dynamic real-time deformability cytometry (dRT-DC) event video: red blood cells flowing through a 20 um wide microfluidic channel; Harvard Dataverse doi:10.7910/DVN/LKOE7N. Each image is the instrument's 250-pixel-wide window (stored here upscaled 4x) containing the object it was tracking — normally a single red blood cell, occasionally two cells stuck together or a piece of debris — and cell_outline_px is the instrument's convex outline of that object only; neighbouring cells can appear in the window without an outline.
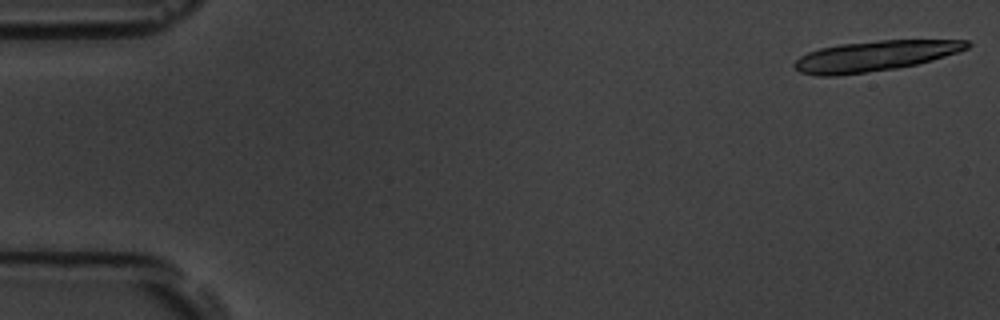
{"species": "common noctule bat (a hibernating species)", "species_latin": "Nyctalus noctula", "temperature_condition": "room temperature", "stored_images_in_passage": 7, "camera_frame_rate_fps": 3000, "um_per_image_px": 0.085, "animal": {"sex": "male", "body_mass_g": 19.5, "forearm_length_mm": 54.6}, "frame": {"image": 1, "passage_image": 1, "time_ms": 0.0, "image_size_px": [1000, 320], "cell_outline_px": [[972, 44], [968, 48], [932, 60], [916, 64], [896, 68], [836, 76], [816, 76], [800, 72], [792, 64], [800, 56], [808, 52], [820, 48], [840, 44], [880, 40], [968, 40]], "centroid_in_image_um": [74.32, 4.76], "position_along_channel_um": 10.7, "area_um2": 30.4}}
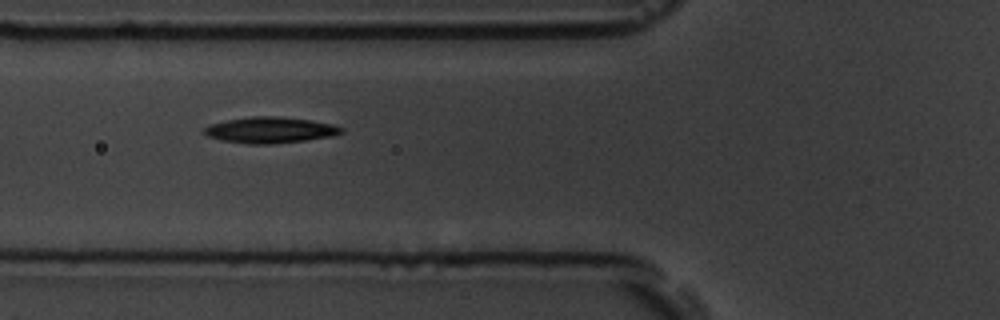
{"frame": {"image": 2, "passage_image": 6, "time_ms": 6.667, "image_size_px": [1000, 320], "cell_outline_px": [[344, 132], [332, 136], [276, 144], [248, 144], [220, 140], [208, 136], [200, 132], [204, 128], [212, 124], [228, 120], [252, 116], [280, 116], [312, 120], [332, 124], [344, 128]], "centroid_in_image_um": [22.97, 11.05], "position_along_channel_um": 102.8, "area_um2": 20.92}}
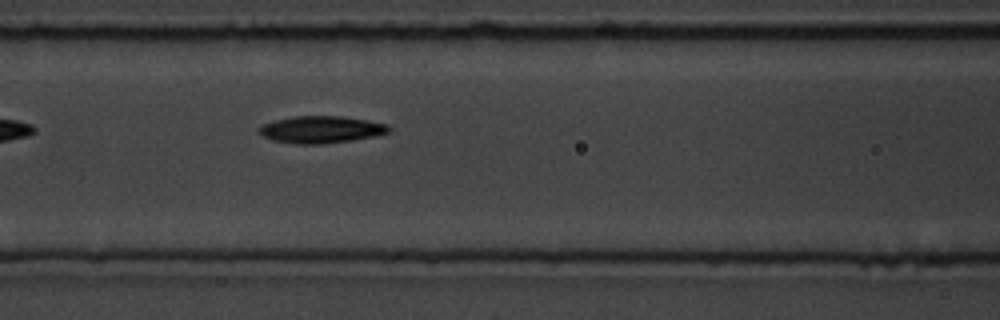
{"frame": {"image": 3, "passage_image": 7, "time_ms": 7.667, "image_size_px": [1000, 320], "cell_outline_px": [[392, 132], [376, 136], [352, 140], [324, 144], [296, 144], [272, 140], [264, 136], [260, 132], [260, 128], [264, 124], [276, 120], [292, 116], [340, 116], [368, 120], [388, 124], [392, 128]], "centroid_in_image_um": [27.38, 11.01], "position_along_channel_um": 139.2, "area_um2": 20.52}}